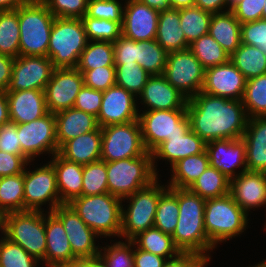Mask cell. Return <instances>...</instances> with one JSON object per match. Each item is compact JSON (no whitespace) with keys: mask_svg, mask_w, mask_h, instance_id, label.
I'll return each mask as SVG.
<instances>
[{"mask_svg":"<svg viewBox=\"0 0 266 267\" xmlns=\"http://www.w3.org/2000/svg\"><path fill=\"white\" fill-rule=\"evenodd\" d=\"M186 110L190 129L206 143L242 138L249 119L241 100L202 91L188 99Z\"/></svg>","mask_w":266,"mask_h":267,"instance_id":"cell-1","label":"cell"},{"mask_svg":"<svg viewBox=\"0 0 266 267\" xmlns=\"http://www.w3.org/2000/svg\"><path fill=\"white\" fill-rule=\"evenodd\" d=\"M177 199L178 223L172 235L175 246L182 253H197L210 257L208 252L215 246L209 241L204 227L206 200L189 189L179 188H177Z\"/></svg>","mask_w":266,"mask_h":267,"instance_id":"cell-2","label":"cell"},{"mask_svg":"<svg viewBox=\"0 0 266 267\" xmlns=\"http://www.w3.org/2000/svg\"><path fill=\"white\" fill-rule=\"evenodd\" d=\"M68 205L98 236L120 237L122 228V200L110 193L79 196Z\"/></svg>","mask_w":266,"mask_h":267,"instance_id":"cell-3","label":"cell"},{"mask_svg":"<svg viewBox=\"0 0 266 267\" xmlns=\"http://www.w3.org/2000/svg\"><path fill=\"white\" fill-rule=\"evenodd\" d=\"M54 19L42 0H28L18 7L21 56H47Z\"/></svg>","mask_w":266,"mask_h":267,"instance_id":"cell-4","label":"cell"},{"mask_svg":"<svg viewBox=\"0 0 266 267\" xmlns=\"http://www.w3.org/2000/svg\"><path fill=\"white\" fill-rule=\"evenodd\" d=\"M248 215L230 193L207 199L204 209V227L209 241L217 247L223 241L238 236L248 225Z\"/></svg>","mask_w":266,"mask_h":267,"instance_id":"cell-5","label":"cell"},{"mask_svg":"<svg viewBox=\"0 0 266 267\" xmlns=\"http://www.w3.org/2000/svg\"><path fill=\"white\" fill-rule=\"evenodd\" d=\"M88 42L82 19L55 17L47 57L54 68H76Z\"/></svg>","mask_w":266,"mask_h":267,"instance_id":"cell-6","label":"cell"},{"mask_svg":"<svg viewBox=\"0 0 266 267\" xmlns=\"http://www.w3.org/2000/svg\"><path fill=\"white\" fill-rule=\"evenodd\" d=\"M44 211H18L2 215L1 233L19 244L39 262L45 263L46 234Z\"/></svg>","mask_w":266,"mask_h":267,"instance_id":"cell-7","label":"cell"},{"mask_svg":"<svg viewBox=\"0 0 266 267\" xmlns=\"http://www.w3.org/2000/svg\"><path fill=\"white\" fill-rule=\"evenodd\" d=\"M108 193L121 200L149 186L156 175L152 154L147 152L137 158L106 162Z\"/></svg>","mask_w":266,"mask_h":267,"instance_id":"cell-8","label":"cell"},{"mask_svg":"<svg viewBox=\"0 0 266 267\" xmlns=\"http://www.w3.org/2000/svg\"><path fill=\"white\" fill-rule=\"evenodd\" d=\"M157 178L149 186L123 199L129 201L127 210L122 208V228L120 238L132 240L140 232L154 227L155 214L160 195L168 188L160 185Z\"/></svg>","mask_w":266,"mask_h":267,"instance_id":"cell-9","label":"cell"},{"mask_svg":"<svg viewBox=\"0 0 266 267\" xmlns=\"http://www.w3.org/2000/svg\"><path fill=\"white\" fill-rule=\"evenodd\" d=\"M142 139L148 152L174 135H183L190 129L186 109L143 111L138 116Z\"/></svg>","mask_w":266,"mask_h":267,"instance_id":"cell-10","label":"cell"},{"mask_svg":"<svg viewBox=\"0 0 266 267\" xmlns=\"http://www.w3.org/2000/svg\"><path fill=\"white\" fill-rule=\"evenodd\" d=\"M101 132V160L105 162L137 158L148 152L138 120L108 125L101 128Z\"/></svg>","mask_w":266,"mask_h":267,"instance_id":"cell-11","label":"cell"},{"mask_svg":"<svg viewBox=\"0 0 266 267\" xmlns=\"http://www.w3.org/2000/svg\"><path fill=\"white\" fill-rule=\"evenodd\" d=\"M163 76L187 99L202 91L205 68L189 48L168 53Z\"/></svg>","mask_w":266,"mask_h":267,"instance_id":"cell-12","label":"cell"},{"mask_svg":"<svg viewBox=\"0 0 266 267\" xmlns=\"http://www.w3.org/2000/svg\"><path fill=\"white\" fill-rule=\"evenodd\" d=\"M50 201V202H49ZM49 203V212L62 205L57 188L56 172L49 162L33 171L24 170V211H44ZM43 209V210H42Z\"/></svg>","mask_w":266,"mask_h":267,"instance_id":"cell-13","label":"cell"},{"mask_svg":"<svg viewBox=\"0 0 266 267\" xmlns=\"http://www.w3.org/2000/svg\"><path fill=\"white\" fill-rule=\"evenodd\" d=\"M19 141L21 142V155L29 162L44 153H58L56 139V119L54 113H48L40 119L30 123L17 124Z\"/></svg>","mask_w":266,"mask_h":267,"instance_id":"cell-14","label":"cell"},{"mask_svg":"<svg viewBox=\"0 0 266 267\" xmlns=\"http://www.w3.org/2000/svg\"><path fill=\"white\" fill-rule=\"evenodd\" d=\"M54 69L47 56L19 55L14 59L10 85L6 91H44Z\"/></svg>","mask_w":266,"mask_h":267,"instance_id":"cell-15","label":"cell"},{"mask_svg":"<svg viewBox=\"0 0 266 267\" xmlns=\"http://www.w3.org/2000/svg\"><path fill=\"white\" fill-rule=\"evenodd\" d=\"M83 86L84 77L77 68H55L44 90L48 111L72 108Z\"/></svg>","mask_w":266,"mask_h":267,"instance_id":"cell-16","label":"cell"},{"mask_svg":"<svg viewBox=\"0 0 266 267\" xmlns=\"http://www.w3.org/2000/svg\"><path fill=\"white\" fill-rule=\"evenodd\" d=\"M52 212L61 220L73 255L77 259L94 258L99 255L100 247L95 243L97 241L95 239L99 236L68 204L59 205Z\"/></svg>","mask_w":266,"mask_h":267,"instance_id":"cell-17","label":"cell"},{"mask_svg":"<svg viewBox=\"0 0 266 267\" xmlns=\"http://www.w3.org/2000/svg\"><path fill=\"white\" fill-rule=\"evenodd\" d=\"M137 97L125 88L113 85L103 91L101 107L97 116L99 127L123 124L138 120Z\"/></svg>","mask_w":266,"mask_h":267,"instance_id":"cell-18","label":"cell"},{"mask_svg":"<svg viewBox=\"0 0 266 267\" xmlns=\"http://www.w3.org/2000/svg\"><path fill=\"white\" fill-rule=\"evenodd\" d=\"M246 78L229 60L227 63L205 69L202 92L232 100H242Z\"/></svg>","mask_w":266,"mask_h":267,"instance_id":"cell-19","label":"cell"},{"mask_svg":"<svg viewBox=\"0 0 266 267\" xmlns=\"http://www.w3.org/2000/svg\"><path fill=\"white\" fill-rule=\"evenodd\" d=\"M159 13L140 0H125L122 35L135 41L155 39Z\"/></svg>","mask_w":266,"mask_h":267,"instance_id":"cell-20","label":"cell"},{"mask_svg":"<svg viewBox=\"0 0 266 267\" xmlns=\"http://www.w3.org/2000/svg\"><path fill=\"white\" fill-rule=\"evenodd\" d=\"M210 165L222 172L230 180L246 168V144L242 138L212 140L206 143ZM241 171L236 172L235 168Z\"/></svg>","mask_w":266,"mask_h":267,"instance_id":"cell-21","label":"cell"},{"mask_svg":"<svg viewBox=\"0 0 266 267\" xmlns=\"http://www.w3.org/2000/svg\"><path fill=\"white\" fill-rule=\"evenodd\" d=\"M230 194L248 214L253 208L266 205V173L244 171L230 180Z\"/></svg>","mask_w":266,"mask_h":267,"instance_id":"cell-22","label":"cell"},{"mask_svg":"<svg viewBox=\"0 0 266 267\" xmlns=\"http://www.w3.org/2000/svg\"><path fill=\"white\" fill-rule=\"evenodd\" d=\"M138 98L147 106L144 111L186 109L188 101L163 75L150 76Z\"/></svg>","mask_w":266,"mask_h":267,"instance_id":"cell-23","label":"cell"},{"mask_svg":"<svg viewBox=\"0 0 266 267\" xmlns=\"http://www.w3.org/2000/svg\"><path fill=\"white\" fill-rule=\"evenodd\" d=\"M10 121L16 124L30 123L49 113L45 91H6Z\"/></svg>","mask_w":266,"mask_h":267,"instance_id":"cell-24","label":"cell"},{"mask_svg":"<svg viewBox=\"0 0 266 267\" xmlns=\"http://www.w3.org/2000/svg\"><path fill=\"white\" fill-rule=\"evenodd\" d=\"M206 150L204 142L196 133L189 129L183 135H174L158 145L152 152V164L156 175L158 176L156 159H165L169 161L171 167L179 160L191 155L201 154Z\"/></svg>","mask_w":266,"mask_h":267,"instance_id":"cell-25","label":"cell"},{"mask_svg":"<svg viewBox=\"0 0 266 267\" xmlns=\"http://www.w3.org/2000/svg\"><path fill=\"white\" fill-rule=\"evenodd\" d=\"M45 214V267H59L76 260L61 220L53 213Z\"/></svg>","mask_w":266,"mask_h":267,"instance_id":"cell-26","label":"cell"},{"mask_svg":"<svg viewBox=\"0 0 266 267\" xmlns=\"http://www.w3.org/2000/svg\"><path fill=\"white\" fill-rule=\"evenodd\" d=\"M58 148L65 142L99 128L97 117L74 107L54 113Z\"/></svg>","mask_w":266,"mask_h":267,"instance_id":"cell-27","label":"cell"},{"mask_svg":"<svg viewBox=\"0 0 266 267\" xmlns=\"http://www.w3.org/2000/svg\"><path fill=\"white\" fill-rule=\"evenodd\" d=\"M242 139L246 144L247 171L266 173V116L248 119Z\"/></svg>","mask_w":266,"mask_h":267,"instance_id":"cell-28","label":"cell"},{"mask_svg":"<svg viewBox=\"0 0 266 267\" xmlns=\"http://www.w3.org/2000/svg\"><path fill=\"white\" fill-rule=\"evenodd\" d=\"M101 143L102 132L99 127L65 142L58 154L68 161L86 165L101 160Z\"/></svg>","mask_w":266,"mask_h":267,"instance_id":"cell-29","label":"cell"},{"mask_svg":"<svg viewBox=\"0 0 266 267\" xmlns=\"http://www.w3.org/2000/svg\"><path fill=\"white\" fill-rule=\"evenodd\" d=\"M51 157L50 163L56 172L60 201L68 204L74 198L82 196L83 165L68 161L58 153Z\"/></svg>","mask_w":266,"mask_h":267,"instance_id":"cell-30","label":"cell"},{"mask_svg":"<svg viewBox=\"0 0 266 267\" xmlns=\"http://www.w3.org/2000/svg\"><path fill=\"white\" fill-rule=\"evenodd\" d=\"M155 40L168 53L189 48L180 26V9L161 11Z\"/></svg>","mask_w":266,"mask_h":267,"instance_id":"cell-31","label":"cell"},{"mask_svg":"<svg viewBox=\"0 0 266 267\" xmlns=\"http://www.w3.org/2000/svg\"><path fill=\"white\" fill-rule=\"evenodd\" d=\"M208 34L231 56L241 44V23L228 10L212 14Z\"/></svg>","mask_w":266,"mask_h":267,"instance_id":"cell-32","label":"cell"},{"mask_svg":"<svg viewBox=\"0 0 266 267\" xmlns=\"http://www.w3.org/2000/svg\"><path fill=\"white\" fill-rule=\"evenodd\" d=\"M209 165L210 161L206 150L201 154L185 157L171 167V181L167 186L188 189Z\"/></svg>","mask_w":266,"mask_h":267,"instance_id":"cell-33","label":"cell"},{"mask_svg":"<svg viewBox=\"0 0 266 267\" xmlns=\"http://www.w3.org/2000/svg\"><path fill=\"white\" fill-rule=\"evenodd\" d=\"M136 247L152 254L160 255L167 260L177 257L181 252L175 246L171 235L156 227L140 232L132 239Z\"/></svg>","mask_w":266,"mask_h":267,"instance_id":"cell-34","label":"cell"},{"mask_svg":"<svg viewBox=\"0 0 266 267\" xmlns=\"http://www.w3.org/2000/svg\"><path fill=\"white\" fill-rule=\"evenodd\" d=\"M230 61L246 80L266 73V54L255 46L241 43L230 56Z\"/></svg>","mask_w":266,"mask_h":267,"instance_id":"cell-35","label":"cell"},{"mask_svg":"<svg viewBox=\"0 0 266 267\" xmlns=\"http://www.w3.org/2000/svg\"><path fill=\"white\" fill-rule=\"evenodd\" d=\"M188 189L205 200L218 198L230 193V179L209 165Z\"/></svg>","mask_w":266,"mask_h":267,"instance_id":"cell-36","label":"cell"},{"mask_svg":"<svg viewBox=\"0 0 266 267\" xmlns=\"http://www.w3.org/2000/svg\"><path fill=\"white\" fill-rule=\"evenodd\" d=\"M24 211V172L0 177V215Z\"/></svg>","mask_w":266,"mask_h":267,"instance_id":"cell-37","label":"cell"},{"mask_svg":"<svg viewBox=\"0 0 266 267\" xmlns=\"http://www.w3.org/2000/svg\"><path fill=\"white\" fill-rule=\"evenodd\" d=\"M137 64L147 73L163 75L168 52L155 40L136 41Z\"/></svg>","mask_w":266,"mask_h":267,"instance_id":"cell-38","label":"cell"},{"mask_svg":"<svg viewBox=\"0 0 266 267\" xmlns=\"http://www.w3.org/2000/svg\"><path fill=\"white\" fill-rule=\"evenodd\" d=\"M179 205L177 188L168 187L158 201L154 227L162 232L173 235L178 223Z\"/></svg>","mask_w":266,"mask_h":267,"instance_id":"cell-39","label":"cell"},{"mask_svg":"<svg viewBox=\"0 0 266 267\" xmlns=\"http://www.w3.org/2000/svg\"><path fill=\"white\" fill-rule=\"evenodd\" d=\"M19 41L18 8L0 11V54L17 58L20 55Z\"/></svg>","mask_w":266,"mask_h":267,"instance_id":"cell-40","label":"cell"},{"mask_svg":"<svg viewBox=\"0 0 266 267\" xmlns=\"http://www.w3.org/2000/svg\"><path fill=\"white\" fill-rule=\"evenodd\" d=\"M212 13L197 6L180 9V26L188 44L208 34Z\"/></svg>","mask_w":266,"mask_h":267,"instance_id":"cell-41","label":"cell"},{"mask_svg":"<svg viewBox=\"0 0 266 267\" xmlns=\"http://www.w3.org/2000/svg\"><path fill=\"white\" fill-rule=\"evenodd\" d=\"M189 49L205 69L225 64L230 60V55L209 34L193 41L189 44Z\"/></svg>","mask_w":266,"mask_h":267,"instance_id":"cell-42","label":"cell"},{"mask_svg":"<svg viewBox=\"0 0 266 267\" xmlns=\"http://www.w3.org/2000/svg\"><path fill=\"white\" fill-rule=\"evenodd\" d=\"M241 101L249 119L266 116V73L246 80Z\"/></svg>","mask_w":266,"mask_h":267,"instance_id":"cell-43","label":"cell"},{"mask_svg":"<svg viewBox=\"0 0 266 267\" xmlns=\"http://www.w3.org/2000/svg\"><path fill=\"white\" fill-rule=\"evenodd\" d=\"M102 66H114V47L110 41H89L81 53L77 69L92 70Z\"/></svg>","mask_w":266,"mask_h":267,"instance_id":"cell-44","label":"cell"},{"mask_svg":"<svg viewBox=\"0 0 266 267\" xmlns=\"http://www.w3.org/2000/svg\"><path fill=\"white\" fill-rule=\"evenodd\" d=\"M116 85L125 88L135 97L139 96L151 76L139 64L114 65Z\"/></svg>","mask_w":266,"mask_h":267,"instance_id":"cell-45","label":"cell"},{"mask_svg":"<svg viewBox=\"0 0 266 267\" xmlns=\"http://www.w3.org/2000/svg\"><path fill=\"white\" fill-rule=\"evenodd\" d=\"M108 193L106 162L99 160L83 165L82 195Z\"/></svg>","mask_w":266,"mask_h":267,"instance_id":"cell-46","label":"cell"},{"mask_svg":"<svg viewBox=\"0 0 266 267\" xmlns=\"http://www.w3.org/2000/svg\"><path fill=\"white\" fill-rule=\"evenodd\" d=\"M40 262L23 247L6 238H0V267H38Z\"/></svg>","mask_w":266,"mask_h":267,"instance_id":"cell-47","label":"cell"},{"mask_svg":"<svg viewBox=\"0 0 266 267\" xmlns=\"http://www.w3.org/2000/svg\"><path fill=\"white\" fill-rule=\"evenodd\" d=\"M89 41H116L122 35V25L118 22L88 17L81 18Z\"/></svg>","mask_w":266,"mask_h":267,"instance_id":"cell-48","label":"cell"},{"mask_svg":"<svg viewBox=\"0 0 266 267\" xmlns=\"http://www.w3.org/2000/svg\"><path fill=\"white\" fill-rule=\"evenodd\" d=\"M134 246L132 240L118 241L103 248L101 246L98 256L107 267H134Z\"/></svg>","mask_w":266,"mask_h":267,"instance_id":"cell-49","label":"cell"},{"mask_svg":"<svg viewBox=\"0 0 266 267\" xmlns=\"http://www.w3.org/2000/svg\"><path fill=\"white\" fill-rule=\"evenodd\" d=\"M118 0H88L86 15L123 24L124 7Z\"/></svg>","mask_w":266,"mask_h":267,"instance_id":"cell-50","label":"cell"},{"mask_svg":"<svg viewBox=\"0 0 266 267\" xmlns=\"http://www.w3.org/2000/svg\"><path fill=\"white\" fill-rule=\"evenodd\" d=\"M54 17L81 19L87 12L88 0H42Z\"/></svg>","mask_w":266,"mask_h":267,"instance_id":"cell-51","label":"cell"},{"mask_svg":"<svg viewBox=\"0 0 266 267\" xmlns=\"http://www.w3.org/2000/svg\"><path fill=\"white\" fill-rule=\"evenodd\" d=\"M84 77V85L105 91L116 84L115 66H102L92 70H79Z\"/></svg>","mask_w":266,"mask_h":267,"instance_id":"cell-52","label":"cell"},{"mask_svg":"<svg viewBox=\"0 0 266 267\" xmlns=\"http://www.w3.org/2000/svg\"><path fill=\"white\" fill-rule=\"evenodd\" d=\"M241 43L255 46L266 54V20L241 24Z\"/></svg>","mask_w":266,"mask_h":267,"instance_id":"cell-53","label":"cell"},{"mask_svg":"<svg viewBox=\"0 0 266 267\" xmlns=\"http://www.w3.org/2000/svg\"><path fill=\"white\" fill-rule=\"evenodd\" d=\"M102 97L103 91L95 90L84 85L78 93L73 107L97 117L101 107Z\"/></svg>","mask_w":266,"mask_h":267,"instance_id":"cell-54","label":"cell"},{"mask_svg":"<svg viewBox=\"0 0 266 267\" xmlns=\"http://www.w3.org/2000/svg\"><path fill=\"white\" fill-rule=\"evenodd\" d=\"M265 0H242L231 11L241 23L253 22L262 19V10Z\"/></svg>","mask_w":266,"mask_h":267,"instance_id":"cell-55","label":"cell"},{"mask_svg":"<svg viewBox=\"0 0 266 267\" xmlns=\"http://www.w3.org/2000/svg\"><path fill=\"white\" fill-rule=\"evenodd\" d=\"M114 65L137 64L136 41L121 35L113 42Z\"/></svg>","mask_w":266,"mask_h":267,"instance_id":"cell-56","label":"cell"},{"mask_svg":"<svg viewBox=\"0 0 266 267\" xmlns=\"http://www.w3.org/2000/svg\"><path fill=\"white\" fill-rule=\"evenodd\" d=\"M0 151L21 155V142L16 123L10 121L0 127Z\"/></svg>","mask_w":266,"mask_h":267,"instance_id":"cell-57","label":"cell"},{"mask_svg":"<svg viewBox=\"0 0 266 267\" xmlns=\"http://www.w3.org/2000/svg\"><path fill=\"white\" fill-rule=\"evenodd\" d=\"M28 163L30 162L23 155L0 151V177L21 174Z\"/></svg>","mask_w":266,"mask_h":267,"instance_id":"cell-58","label":"cell"},{"mask_svg":"<svg viewBox=\"0 0 266 267\" xmlns=\"http://www.w3.org/2000/svg\"><path fill=\"white\" fill-rule=\"evenodd\" d=\"M211 257L197 253H180L177 257L169 259L163 267H206Z\"/></svg>","mask_w":266,"mask_h":267,"instance_id":"cell-59","label":"cell"},{"mask_svg":"<svg viewBox=\"0 0 266 267\" xmlns=\"http://www.w3.org/2000/svg\"><path fill=\"white\" fill-rule=\"evenodd\" d=\"M134 249V267H163L165 262L167 261L166 258L149 253L144 251L140 248Z\"/></svg>","mask_w":266,"mask_h":267,"instance_id":"cell-60","label":"cell"},{"mask_svg":"<svg viewBox=\"0 0 266 267\" xmlns=\"http://www.w3.org/2000/svg\"><path fill=\"white\" fill-rule=\"evenodd\" d=\"M14 58L0 54V92L8 89L11 81Z\"/></svg>","mask_w":266,"mask_h":267,"instance_id":"cell-61","label":"cell"},{"mask_svg":"<svg viewBox=\"0 0 266 267\" xmlns=\"http://www.w3.org/2000/svg\"><path fill=\"white\" fill-rule=\"evenodd\" d=\"M195 6L212 14L221 13L227 11V0H195Z\"/></svg>","mask_w":266,"mask_h":267,"instance_id":"cell-62","label":"cell"},{"mask_svg":"<svg viewBox=\"0 0 266 267\" xmlns=\"http://www.w3.org/2000/svg\"><path fill=\"white\" fill-rule=\"evenodd\" d=\"M10 122L9 105L6 91L0 92V127Z\"/></svg>","mask_w":266,"mask_h":267,"instance_id":"cell-63","label":"cell"},{"mask_svg":"<svg viewBox=\"0 0 266 267\" xmlns=\"http://www.w3.org/2000/svg\"><path fill=\"white\" fill-rule=\"evenodd\" d=\"M150 8H153L159 12L169 10V0H140Z\"/></svg>","mask_w":266,"mask_h":267,"instance_id":"cell-64","label":"cell"},{"mask_svg":"<svg viewBox=\"0 0 266 267\" xmlns=\"http://www.w3.org/2000/svg\"><path fill=\"white\" fill-rule=\"evenodd\" d=\"M28 0H0V11L16 10L24 5Z\"/></svg>","mask_w":266,"mask_h":267,"instance_id":"cell-65","label":"cell"},{"mask_svg":"<svg viewBox=\"0 0 266 267\" xmlns=\"http://www.w3.org/2000/svg\"><path fill=\"white\" fill-rule=\"evenodd\" d=\"M170 8L181 9L195 6V0H169Z\"/></svg>","mask_w":266,"mask_h":267,"instance_id":"cell-66","label":"cell"},{"mask_svg":"<svg viewBox=\"0 0 266 267\" xmlns=\"http://www.w3.org/2000/svg\"><path fill=\"white\" fill-rule=\"evenodd\" d=\"M59 267H90V258L76 259Z\"/></svg>","mask_w":266,"mask_h":267,"instance_id":"cell-67","label":"cell"},{"mask_svg":"<svg viewBox=\"0 0 266 267\" xmlns=\"http://www.w3.org/2000/svg\"><path fill=\"white\" fill-rule=\"evenodd\" d=\"M90 267H107L103 260L97 256L90 258Z\"/></svg>","mask_w":266,"mask_h":267,"instance_id":"cell-68","label":"cell"},{"mask_svg":"<svg viewBox=\"0 0 266 267\" xmlns=\"http://www.w3.org/2000/svg\"><path fill=\"white\" fill-rule=\"evenodd\" d=\"M242 0H227V11L232 10Z\"/></svg>","mask_w":266,"mask_h":267,"instance_id":"cell-69","label":"cell"},{"mask_svg":"<svg viewBox=\"0 0 266 267\" xmlns=\"http://www.w3.org/2000/svg\"><path fill=\"white\" fill-rule=\"evenodd\" d=\"M249 267H266V261L264 260L260 262L259 264L257 263V265L249 266Z\"/></svg>","mask_w":266,"mask_h":267,"instance_id":"cell-70","label":"cell"},{"mask_svg":"<svg viewBox=\"0 0 266 267\" xmlns=\"http://www.w3.org/2000/svg\"><path fill=\"white\" fill-rule=\"evenodd\" d=\"M262 19L266 20V0H265V4H264V7H263V10H262Z\"/></svg>","mask_w":266,"mask_h":267,"instance_id":"cell-71","label":"cell"},{"mask_svg":"<svg viewBox=\"0 0 266 267\" xmlns=\"http://www.w3.org/2000/svg\"><path fill=\"white\" fill-rule=\"evenodd\" d=\"M1 227H2V216L0 215V231H1Z\"/></svg>","mask_w":266,"mask_h":267,"instance_id":"cell-72","label":"cell"}]
</instances>
